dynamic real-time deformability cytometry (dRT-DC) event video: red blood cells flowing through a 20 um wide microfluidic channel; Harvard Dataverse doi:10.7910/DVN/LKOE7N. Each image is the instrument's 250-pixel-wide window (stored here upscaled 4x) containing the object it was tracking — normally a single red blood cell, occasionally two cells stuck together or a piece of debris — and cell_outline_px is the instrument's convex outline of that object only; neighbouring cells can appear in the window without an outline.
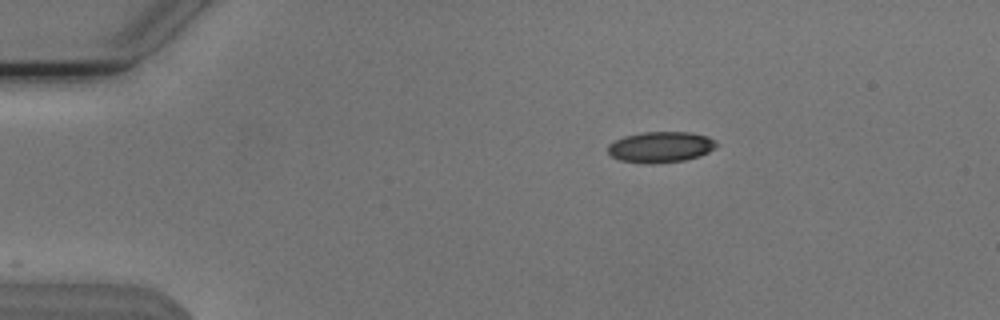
{"species": "Egyptian fruit bat (a non-hibernating species)", "species_latin": "Rousettus aegyptiacus", "temperature_condition": "cold", "stored_images_in_passage": 45, "camera_frame_rate_fps": 3000, "um_per_image_px": 0.085, "animal": {"sex": "male"}, "frame": {"image": 1, "passage_image": 1, "time_ms": 0.0, "image_size_px": [1000, 320], "cell_outline_px": [[720, 144], [716, 148], [700, 156], [684, 160], [652, 164], [648, 164], [620, 160], [612, 156], [608, 152], [608, 144], [624, 136], [644, 132], [692, 132], [708, 136], [716, 140]], "centroid_in_image_um": [56.21, 12.49], "position_along_channel_um": 28.8, "area_um2": 19.71}}
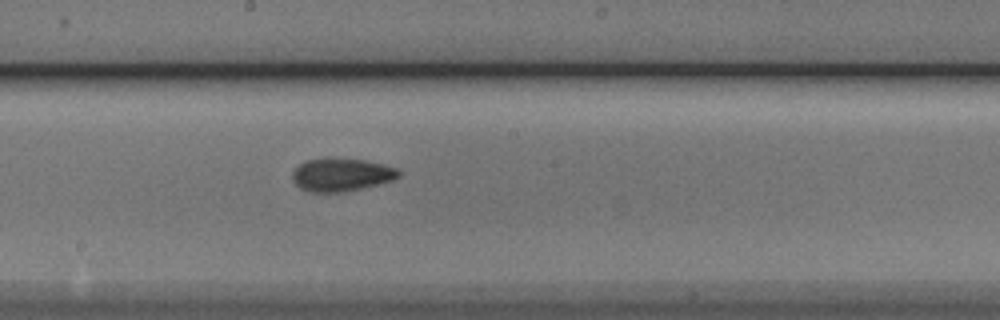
{"frame": {"image": 2, "passage_image": 21, "time_ms": 6.667, "image_size_px": [1000, 320], "cell_outline_px": [[400, 176], [392, 180], [344, 192], [308, 192], [300, 188], [292, 180], [292, 172], [304, 160], [364, 160], [384, 164], [396, 168], [400, 172]], "centroid_in_image_um": [29.0, 14.88], "position_along_channel_um": 219.2, "area_um2": 19.88}}
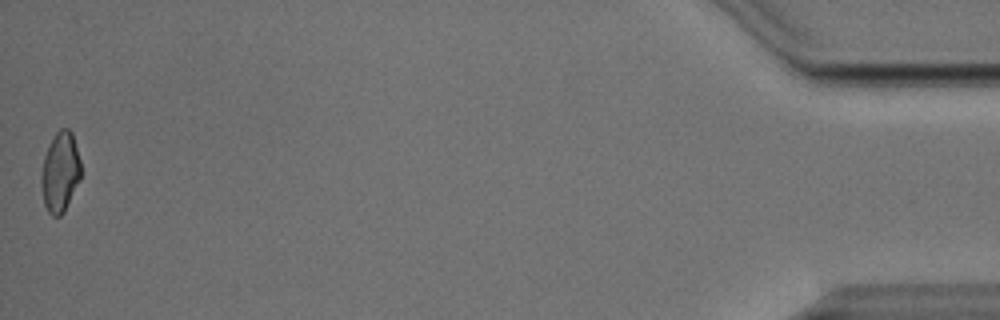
{"frame": {"image": 3, "passage_image": 45, "time_ms": 14.667, "image_size_px": [1000, 320], "cell_outline_px": [[80, 180], [64, 212], [60, 216], [52, 216], [48, 212], [44, 204], [40, 180], [40, 176], [44, 156], [56, 132], [60, 128], [68, 128], [72, 132], [80, 160]], "centroid_in_image_um": [5.11, 14.64], "position_along_channel_um": 430.1, "area_um2": 18.44}}